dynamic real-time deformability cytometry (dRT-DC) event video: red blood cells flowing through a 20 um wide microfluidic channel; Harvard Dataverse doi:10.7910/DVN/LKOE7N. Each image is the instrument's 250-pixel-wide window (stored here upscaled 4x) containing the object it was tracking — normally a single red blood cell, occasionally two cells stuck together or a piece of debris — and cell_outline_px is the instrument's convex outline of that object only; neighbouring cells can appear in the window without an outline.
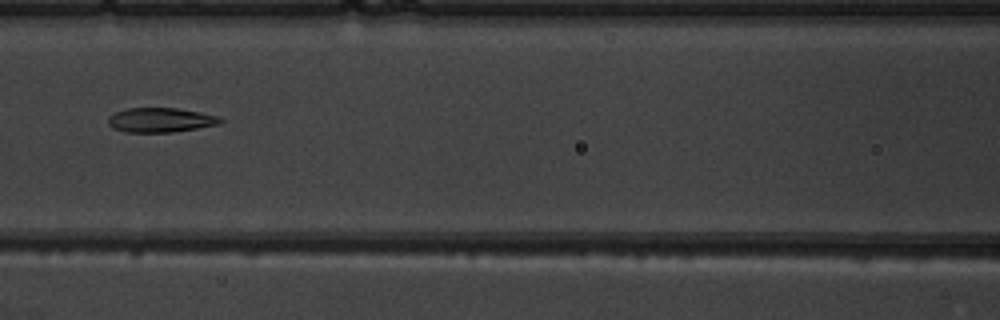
{"species": "common noctule bat (a hibernating species)", "species_latin": "Nyctalus noctula", "temperature_condition": "warm", "stored_images_in_passage": 7, "camera_frame_rate_fps": 3000, "um_per_image_px": 0.085, "animal": {"sex": "male", "body_mass_g": 19.5, "forearm_length_mm": 54.6}, "frame": {"image": 1, "passage_image": 4, "time_ms": 3.667, "image_size_px": [1000, 320], "cell_outline_px": [[224, 120], [220, 124], [172, 132], [124, 132], [112, 128], [108, 124], [108, 120], [116, 112], [124, 108], [176, 108], [200, 112], [220, 116]], "centroid_in_image_um": [13.66, 10.2], "position_along_channel_um": 152.9, "area_um2": 16.01}}
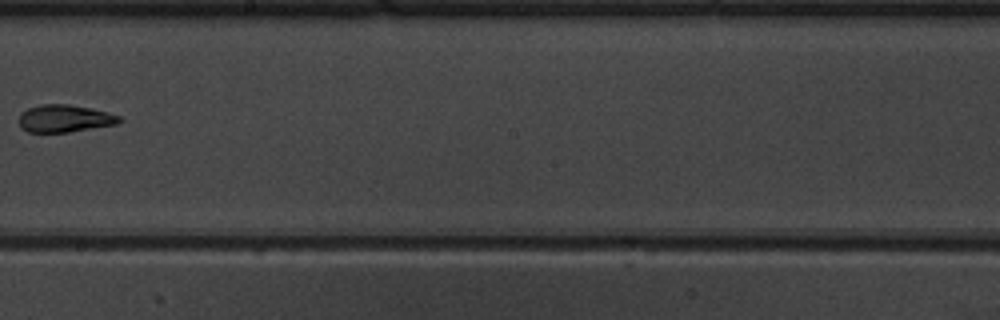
{"frame": {"image": 2, "passage_image": 6, "time_ms": 6.0, "image_size_px": [1000, 320], "cell_outline_px": [[124, 120], [116, 124], [68, 132], [28, 132], [20, 124], [20, 112], [28, 108], [40, 104], [68, 104], [108, 112], [120, 116]], "centroid_in_image_um": [5.51, 10.06], "position_along_channel_um": 242.7, "area_um2": 15.9}}
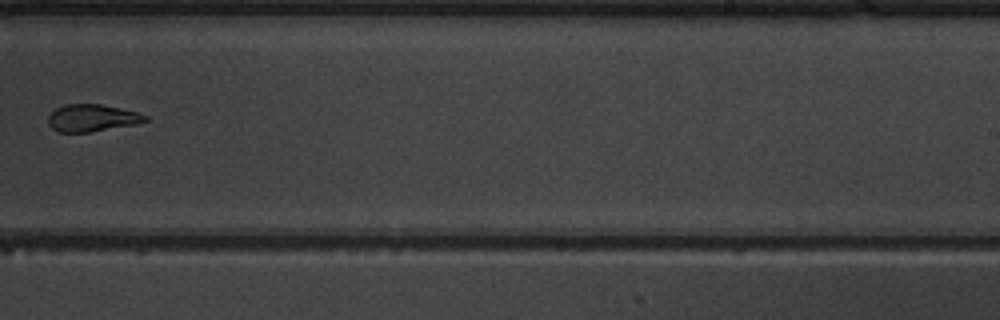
{"frame": {"image": 3, "passage_image": 7, "time_ms": 7.0, "image_size_px": [1000, 320], "cell_outline_px": [[148, 120], [136, 124], [92, 132], [56, 132], [48, 124], [48, 116], [56, 108], [64, 104], [100, 104], [120, 108], [136, 112], [148, 116]], "centroid_in_image_um": [7.8, 10.03], "position_along_channel_um": 281.2, "area_um2": 15.43}}